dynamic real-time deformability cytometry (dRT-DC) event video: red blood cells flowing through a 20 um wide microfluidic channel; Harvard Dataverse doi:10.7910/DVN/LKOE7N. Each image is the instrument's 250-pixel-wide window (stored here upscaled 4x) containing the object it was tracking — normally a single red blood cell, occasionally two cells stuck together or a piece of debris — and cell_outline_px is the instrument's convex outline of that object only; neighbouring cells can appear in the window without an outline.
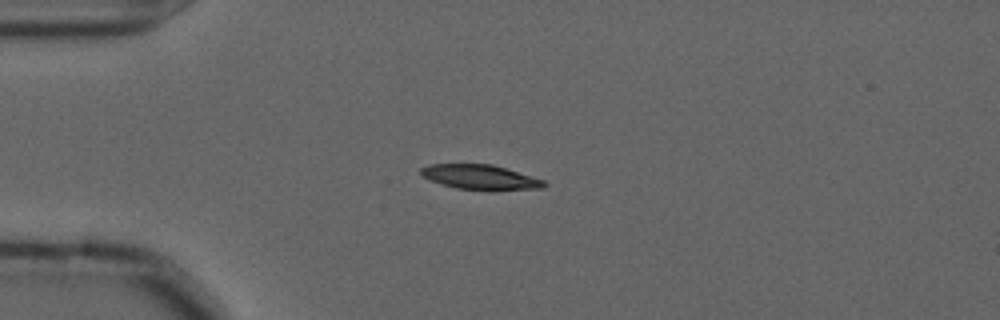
{"species": "common noctule bat (a hibernating species)", "species_latin": "Nyctalus noctula", "temperature_condition": "cold", "stored_images_in_passage": 39, "camera_frame_rate_fps": 3000, "um_per_image_px": 0.085, "animal": {"sex": "male", "forearm_length_mm": 52.5}, "frame": {"image": 1, "passage_image": 1, "time_ms": 0.0, "image_size_px": [1000, 320], "cell_outline_px": [[548, 184], [544, 188], [492, 192], [456, 188], [440, 184], [424, 176], [420, 172], [420, 168], [428, 164], [492, 164], [544, 180]], "centroid_in_image_um": [40.88, 15.09], "position_along_channel_um": 44.1, "area_um2": 18.21}}
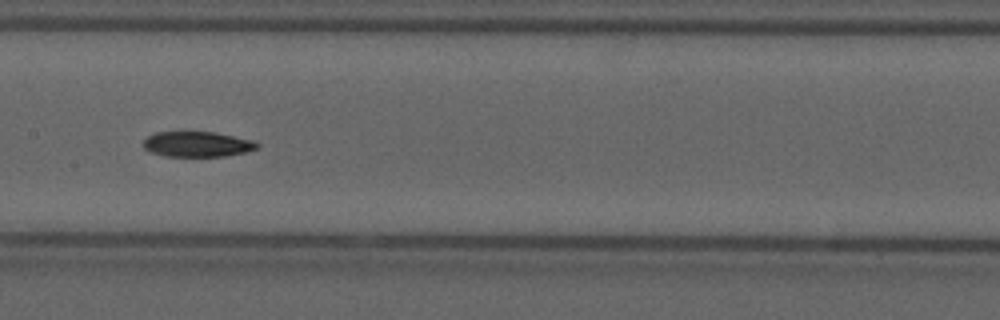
{"frame": {"image": 2, "passage_image": 15, "time_ms": 4.667, "image_size_px": [1000, 320], "cell_outline_px": [[260, 148], [244, 152], [224, 156], [164, 156], [148, 152], [144, 148], [144, 140], [148, 136], [156, 132], [216, 132], [256, 140], [260, 144]], "centroid_in_image_um": [16.81, 12.25], "position_along_channel_um": 190.6, "area_um2": 16.99}}
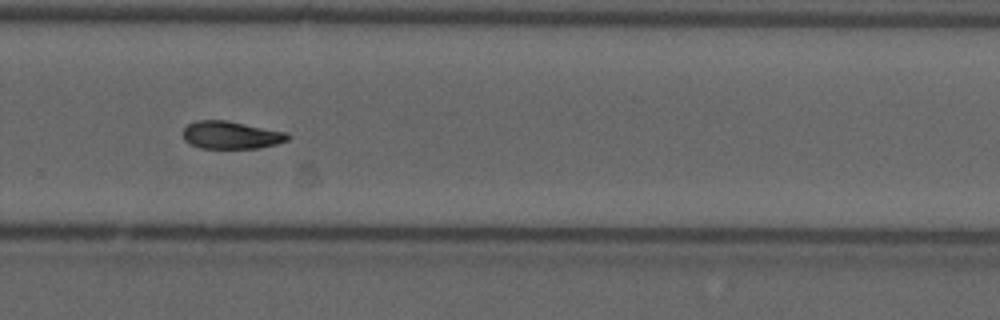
{"frame": {"image": 3, "passage_image": 25, "time_ms": 8.0, "image_size_px": [1000, 320], "cell_outline_px": [[292, 136], [288, 140], [276, 144], [256, 148], [200, 148], [184, 140], [184, 128], [188, 124], [196, 120], [228, 120], [288, 132]], "centroid_in_image_um": [19.68, 11.47], "position_along_channel_um": 310.1, "area_um2": 16.99}, "authors_computed_cell_mechanics": {"area_um2": 17.2244, "velocity_mm_per_s": 3.6065, "shape_relaxation_time_tau1_ms": 6.558, "shape_relaxation_time_tau2_ms": null, "deformation_change_tau1": 0.1374, "deformation_change_tau2": null}}